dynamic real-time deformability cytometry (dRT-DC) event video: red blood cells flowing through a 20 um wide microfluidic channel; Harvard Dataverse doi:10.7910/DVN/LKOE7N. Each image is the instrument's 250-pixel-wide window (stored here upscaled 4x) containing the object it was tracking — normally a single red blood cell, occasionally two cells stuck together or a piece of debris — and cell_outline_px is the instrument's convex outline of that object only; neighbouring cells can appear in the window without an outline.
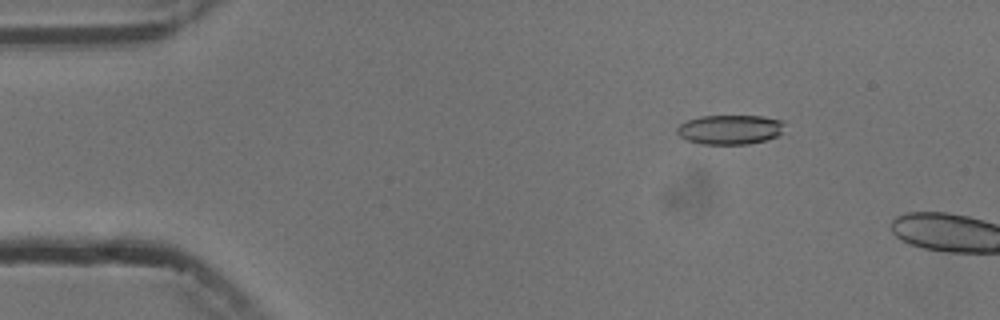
{"species": "common noctule bat (a hibernating species)", "species_latin": "Nyctalus noctula", "temperature_condition": "cold", "stored_images_in_passage": 4, "camera_frame_rate_fps": 3000, "um_per_image_px": 0.085, "animal": {"sex": "male", "body_mass_g": 13.3}, "frame": {"image": 1, "passage_image": 3, "time_ms": 2.333, "image_size_px": [1000, 320], "cell_outline_px": [[784, 124], [780, 132], [776, 136], [764, 140], [748, 144], [700, 144], [688, 140], [680, 136], [676, 132], [676, 128], [680, 124], [688, 120], [700, 116], [764, 116], [784, 120]], "centroid_in_image_um": [62.03, 11.0], "position_along_channel_um": 23.0, "area_um2": 18.44}}